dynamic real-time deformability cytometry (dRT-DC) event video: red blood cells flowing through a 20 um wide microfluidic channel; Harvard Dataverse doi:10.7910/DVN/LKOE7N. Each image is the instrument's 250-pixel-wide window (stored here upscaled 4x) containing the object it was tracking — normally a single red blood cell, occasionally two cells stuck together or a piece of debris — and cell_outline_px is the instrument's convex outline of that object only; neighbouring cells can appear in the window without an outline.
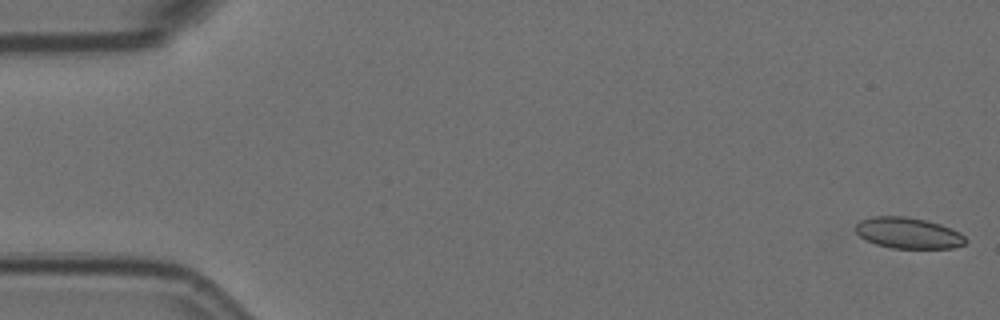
{"species": "Egyptian fruit bat (a non-hibernating species)", "species_latin": "Rousettus aegyptiacus", "temperature_condition": "room temperature", "stored_images_in_passage": 5, "camera_frame_rate_fps": 3000, "um_per_image_px": 0.085, "animal": {"sex": "female"}, "frame": {"image": 1, "passage_image": 1, "time_ms": 0.0, "image_size_px": [1000, 320], "cell_outline_px": [[968, 240], [964, 244], [952, 248], [892, 248], [876, 244], [860, 236], [856, 232], [856, 224], [860, 220], [872, 216], [904, 216], [924, 220], [940, 224], [960, 232]], "centroid_in_image_um": [77.2, 19.8], "position_along_channel_um": 7.8, "area_um2": 19.77}}